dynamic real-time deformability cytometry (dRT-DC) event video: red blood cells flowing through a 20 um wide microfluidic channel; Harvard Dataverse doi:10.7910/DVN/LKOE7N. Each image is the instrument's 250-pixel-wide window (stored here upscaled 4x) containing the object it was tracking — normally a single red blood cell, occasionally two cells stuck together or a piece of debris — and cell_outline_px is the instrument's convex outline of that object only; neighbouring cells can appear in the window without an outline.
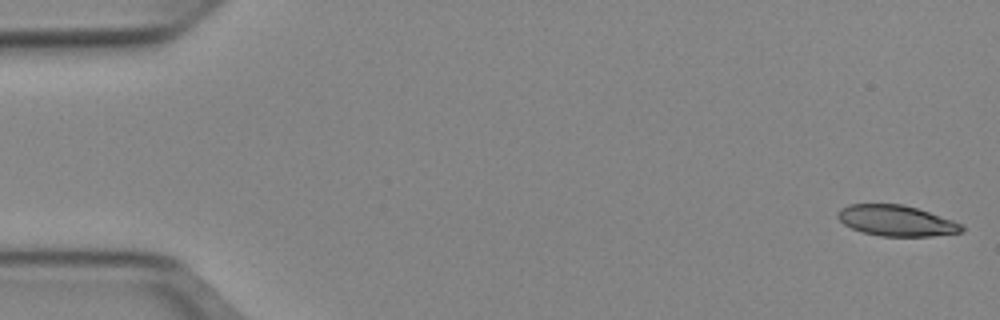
{"species": "Egyptian fruit bat (a non-hibernating species)", "species_latin": "Rousettus aegyptiacus", "temperature_condition": "cold", "stored_images_in_passage": 51, "camera_frame_rate_fps": 3000, "um_per_image_px": 0.085, "animal": {"sex": "female"}, "frame": {"image": 1, "passage_image": 1, "time_ms": 0.0, "image_size_px": [1000, 320], "cell_outline_px": [[964, 232], [932, 236], [880, 236], [864, 232], [852, 228], [844, 224], [836, 216], [836, 212], [840, 208], [848, 204], [904, 204], [964, 224]], "centroid_in_image_um": [76.18, 18.75], "position_along_channel_um": 8.8, "area_um2": 22.25}}
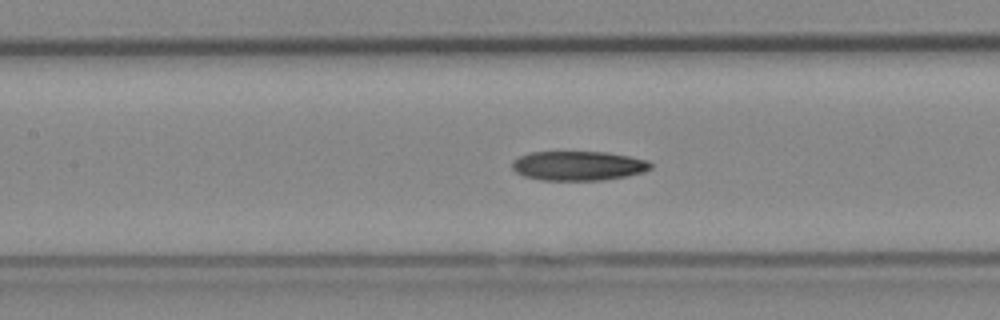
{"frame": {"image": 2, "passage_image": 23, "time_ms": 7.333, "image_size_px": [1000, 320], "cell_outline_px": [[652, 168], [644, 172], [604, 180], [544, 180], [524, 176], [516, 172], [512, 168], [512, 160], [528, 152], [608, 152], [648, 160], [652, 164]], "centroid_in_image_um": [49.15, 14.08], "position_along_channel_um": 158.2, "area_um2": 23.76}}
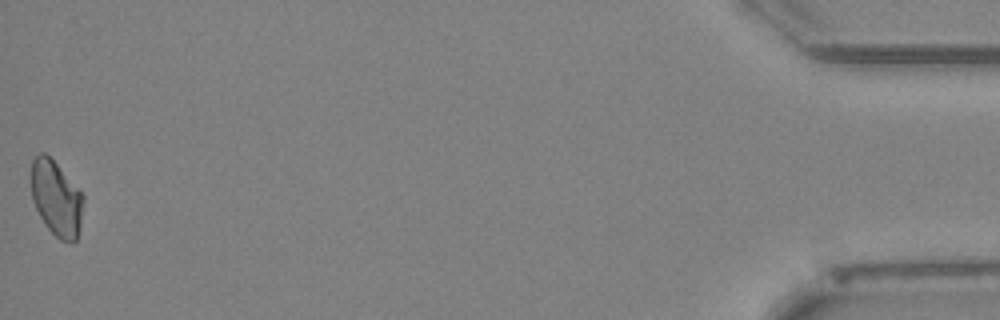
{"frame": {"image": 3, "passage_image": 51, "time_ms": 16.667, "image_size_px": [1000, 320], "cell_outline_px": [[84, 200], [80, 224], [76, 240], [72, 244], [60, 240], [48, 228], [40, 216], [32, 200], [32, 160], [40, 152], [44, 152], [56, 164], [84, 196]], "centroid_in_image_um": [4.79, 16.89], "position_along_channel_um": 430.4, "area_um2": 22.43}}